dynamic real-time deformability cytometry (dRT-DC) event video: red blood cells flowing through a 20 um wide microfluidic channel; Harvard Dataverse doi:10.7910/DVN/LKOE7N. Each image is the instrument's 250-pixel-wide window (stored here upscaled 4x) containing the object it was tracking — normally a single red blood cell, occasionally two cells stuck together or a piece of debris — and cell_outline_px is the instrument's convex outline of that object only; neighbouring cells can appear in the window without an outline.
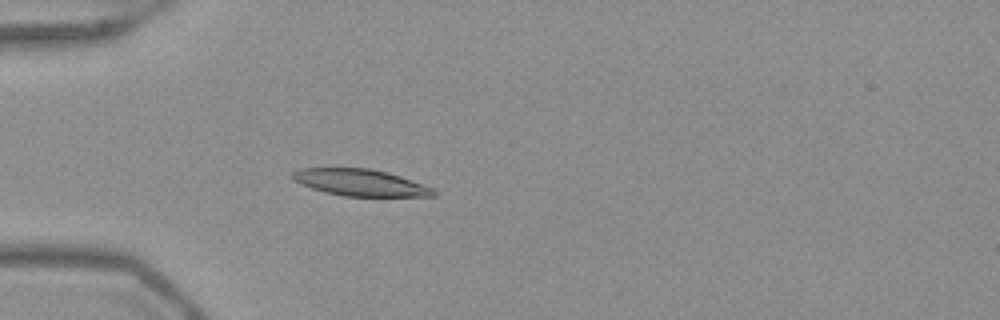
{"species": "Egyptian fruit bat (a non-hibernating species)", "species_latin": "Rousettus aegyptiacus", "temperature_condition": "warm", "stored_images_in_passage": 53, "camera_frame_rate_fps": 3000, "um_per_image_px": 0.085, "frame": {"image": 1, "passage_image": 17, "time_ms": 5.333, "image_size_px": [1000, 320], "cell_outline_px": [[436, 196], [344, 196], [324, 192], [300, 184], [292, 180], [288, 176], [292, 172], [300, 168], [368, 168], [388, 172], [436, 188]], "centroid_in_image_um": [30.6, 15.51], "position_along_channel_um": 54.4, "area_um2": 22.2}}
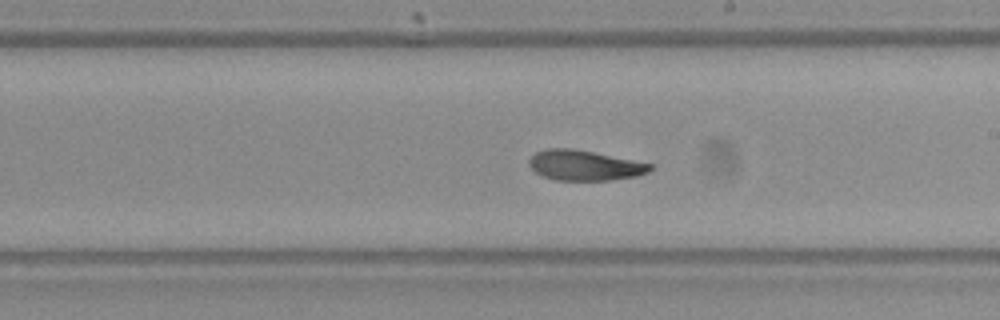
{"frame": {"image": 2, "passage_image": 32, "time_ms": 10.333, "image_size_px": [1000, 320], "cell_outline_px": [[652, 168], [648, 172], [636, 176], [612, 180], [556, 180], [544, 176], [536, 172], [528, 164], [528, 160], [536, 152], [548, 148], [572, 148], [652, 164]], "centroid_in_image_um": [49.66, 14.06], "position_along_channel_um": 239.3, "area_um2": 21.04}}
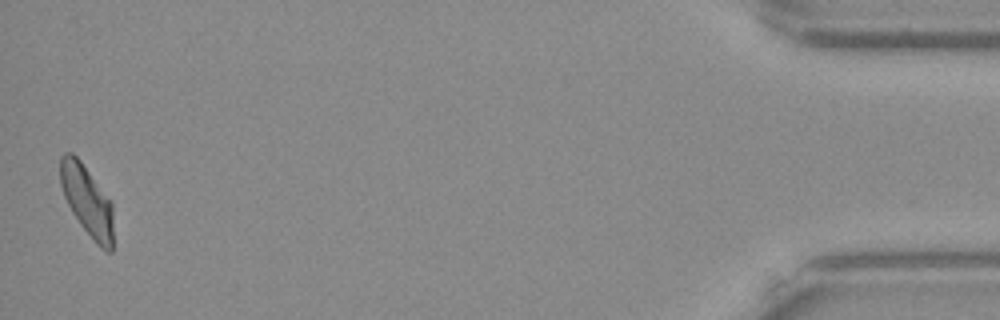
{"frame": {"image": 3, "passage_image": 53, "time_ms": 17.333, "image_size_px": [1000, 320], "cell_outline_px": [[112, 252], [108, 252], [100, 248], [96, 244], [80, 224], [72, 212], [64, 196], [60, 184], [60, 156], [64, 152], [72, 152], [80, 160], [112, 200]], "centroid_in_image_um": [7.4, 17.03], "position_along_channel_um": 427.8, "area_um2": 21.91}, "authors_computed_cell_mechanics": {"area_um2": 22.4264, "velocity_mm_per_s": 3.9105, "shape_relaxation_time_tau1_ms": 2.4398, "shape_relaxation_time_tau2_ms": 2.2093, "deformation_change_tau1": 0.1485, "deformation_change_tau2": 0.0882}}